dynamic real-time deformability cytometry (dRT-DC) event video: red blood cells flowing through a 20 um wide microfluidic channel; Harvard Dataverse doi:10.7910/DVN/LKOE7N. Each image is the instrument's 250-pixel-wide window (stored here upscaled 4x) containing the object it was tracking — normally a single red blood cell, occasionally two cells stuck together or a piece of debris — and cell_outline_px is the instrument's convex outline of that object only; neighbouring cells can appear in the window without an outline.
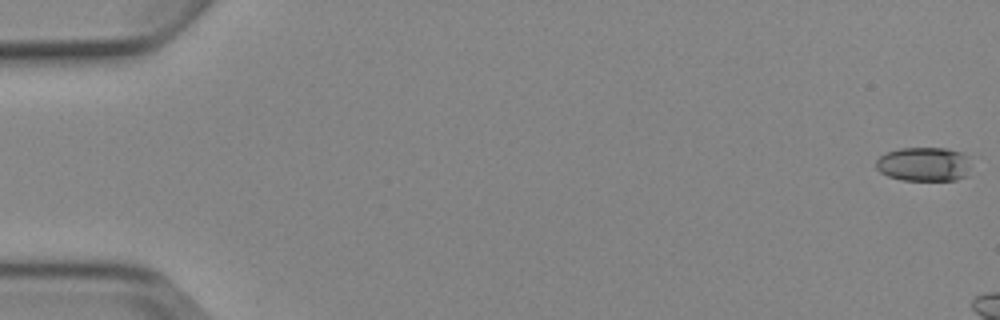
{"species": "Egyptian fruit bat (a non-hibernating species)", "species_latin": "Rousettus aegyptiacus", "temperature_condition": "cold", "stored_images_in_passage": 6, "camera_frame_rate_fps": 3000, "um_per_image_px": 0.085, "animal": {"sex": "female"}, "frame": {"image": 1, "passage_image": 1, "time_ms": 0.0, "image_size_px": [1000, 320], "cell_outline_px": [[968, 176], [956, 180], [900, 180], [888, 176], [880, 172], [876, 168], [876, 160], [880, 156], [888, 152], [900, 148], [944, 148], [960, 152], [968, 156]], "centroid_in_image_um": [78.52, 13.96], "position_along_channel_um": 6.5, "area_um2": 18.9}}
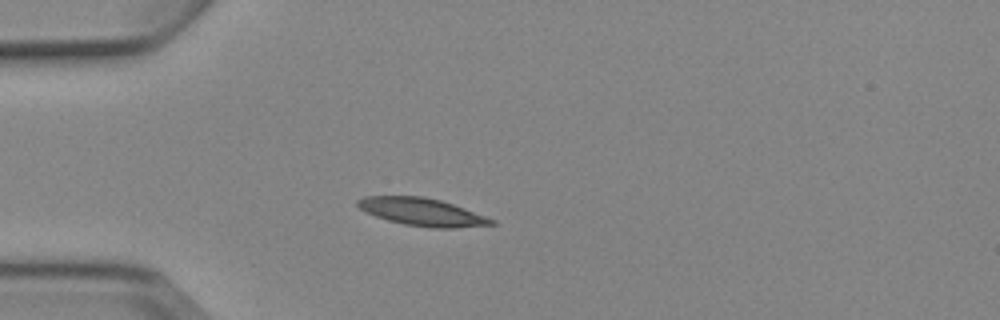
{"frame": {"image": 2, "passage_image": 6, "time_ms": 6.667, "image_size_px": [1000, 320], "cell_outline_px": [[496, 224], [456, 228], [432, 228], [404, 224], [388, 220], [376, 216], [360, 208], [356, 204], [356, 200], [364, 196], [424, 196], [440, 200], [464, 208], [496, 220]], "centroid_in_image_um": [35.89, 18.01], "position_along_channel_um": 49.1, "area_um2": 21.44}}